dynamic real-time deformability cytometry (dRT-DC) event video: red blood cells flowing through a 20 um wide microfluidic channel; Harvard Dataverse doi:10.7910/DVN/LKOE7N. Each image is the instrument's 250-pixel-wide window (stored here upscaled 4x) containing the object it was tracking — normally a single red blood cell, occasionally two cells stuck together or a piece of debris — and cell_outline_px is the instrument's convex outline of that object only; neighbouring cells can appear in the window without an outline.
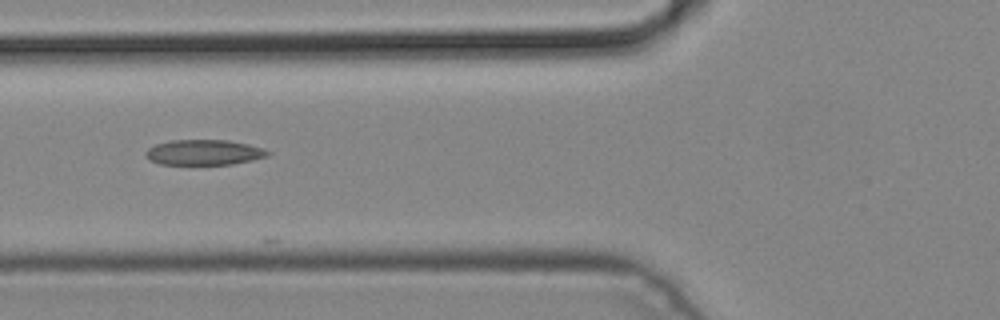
{"species": "common noctule bat (a hibernating species)", "species_latin": "Nyctalus noctula", "temperature_condition": "cold", "stored_images_in_passage": 6, "camera_frame_rate_fps": 3000, "um_per_image_px": 0.085, "animal": {"sex": "male", "body_mass_g": 19.2, "forearm_length_mm": 51.8}, "frame": {"image": 1, "passage_image": 5, "time_ms": 1.333, "image_size_px": [1000, 320], "cell_outline_px": [[272, 152], [268, 156], [252, 160], [232, 164], [160, 164], [148, 160], [144, 152], [148, 148], [156, 144], [172, 140], [228, 140], [248, 144], [264, 148]], "centroid_in_image_um": [17.34, 12.95], "position_along_channel_um": 108.5, "area_um2": 18.09}}
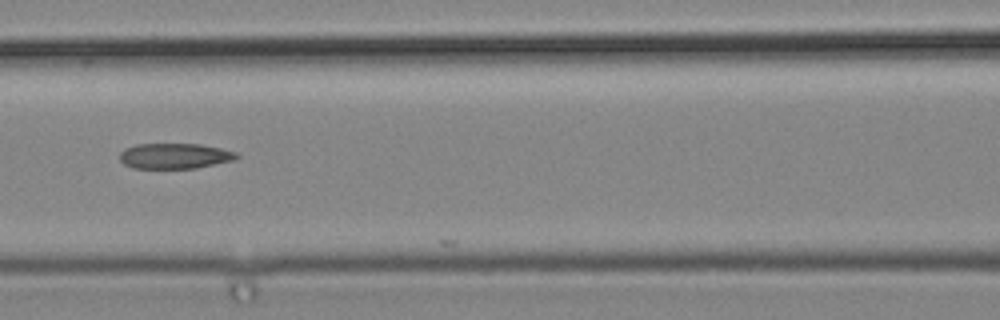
{"frame": {"image": 2, "passage_image": 6, "time_ms": 1.667, "image_size_px": [1000, 320], "cell_outline_px": [[240, 156], [236, 160], [196, 168], [132, 168], [124, 164], [120, 160], [120, 152], [124, 148], [136, 144], [200, 144], [220, 148], [236, 152]], "centroid_in_image_um": [14.86, 13.26], "position_along_channel_um": 151.7, "area_um2": 17.46}}